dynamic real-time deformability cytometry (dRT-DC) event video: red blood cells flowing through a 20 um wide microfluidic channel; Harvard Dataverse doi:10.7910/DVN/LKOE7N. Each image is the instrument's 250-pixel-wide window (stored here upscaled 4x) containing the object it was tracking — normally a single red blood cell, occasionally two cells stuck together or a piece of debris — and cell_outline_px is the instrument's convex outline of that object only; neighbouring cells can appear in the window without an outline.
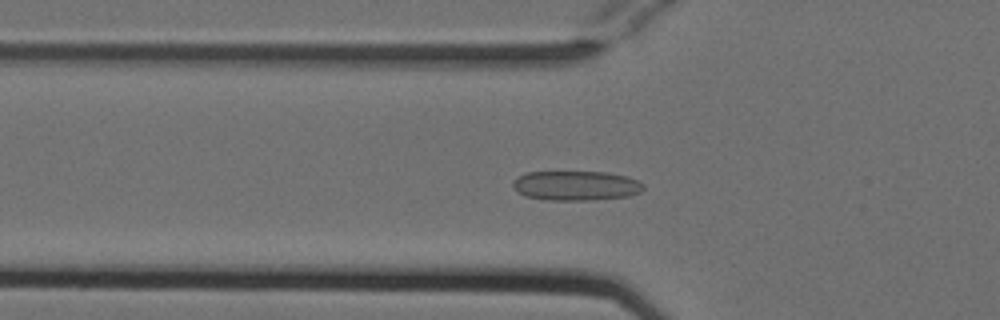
{"species": "Egyptian fruit bat (a non-hibernating species)", "species_latin": "Rousettus aegyptiacus", "temperature_condition": "cold", "stored_images_in_passage": 50, "camera_frame_rate_fps": 3000, "um_per_image_px": 0.085, "animal": {"sex": "female"}, "frame": {"image": 1, "passage_image": 19, "time_ms": 6.0, "image_size_px": [1000, 320], "cell_outline_px": [[644, 188], [640, 192], [628, 196], [592, 200], [544, 200], [524, 196], [512, 188], [512, 180], [516, 176], [528, 172], [608, 172], [628, 176], [644, 184]], "centroid_in_image_um": [48.91, 15.78], "position_along_channel_um": 76.9, "area_um2": 22.83}}
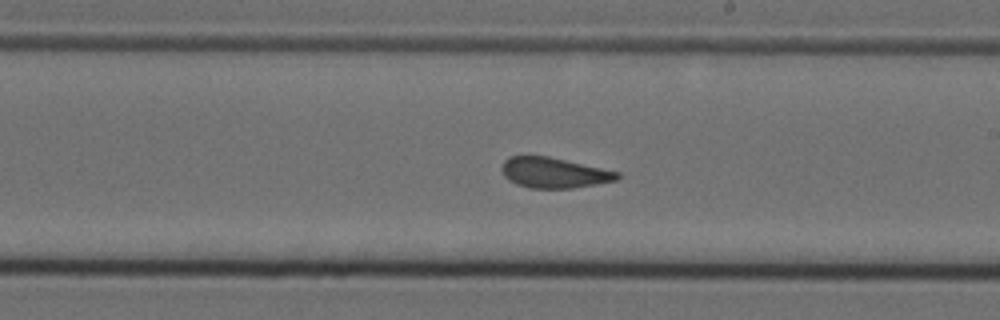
{"frame": {"image": 2, "passage_image": 32, "time_ms": 10.333, "image_size_px": [1000, 320], "cell_outline_px": [[620, 176], [616, 180], [572, 188], [528, 188], [516, 184], [508, 180], [504, 176], [504, 160], [508, 156], [548, 156], [620, 172]], "centroid_in_image_um": [47.08, 14.68], "position_along_channel_um": 241.9, "area_um2": 20.23}}
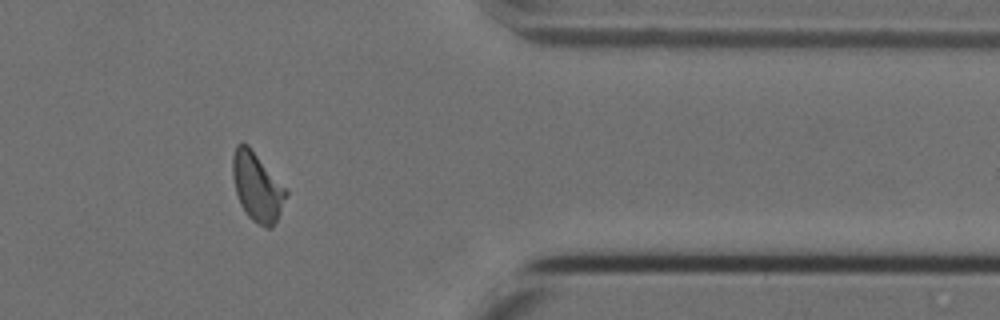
{"frame": {"image": 3, "passage_image": 45, "time_ms": 14.667, "image_size_px": [1000, 320], "cell_outline_px": [[288, 192], [276, 220], [272, 228], [264, 228], [252, 220], [248, 216], [240, 204], [236, 192], [232, 176], [232, 156], [236, 144], [248, 144]], "centroid_in_image_um": [21.82, 15.89], "position_along_channel_um": 389.6, "area_um2": 21.04}, "authors_computed_cell_mechanics": {"area_um2": 21.5016, "velocity_mm_per_s": 3.8008, "shape_relaxation_time_tau1_ms": null, "shape_relaxation_time_tau2_ms": 1.0974, "deformation_change_tau1": null, "deformation_change_tau2": 0.0868}}